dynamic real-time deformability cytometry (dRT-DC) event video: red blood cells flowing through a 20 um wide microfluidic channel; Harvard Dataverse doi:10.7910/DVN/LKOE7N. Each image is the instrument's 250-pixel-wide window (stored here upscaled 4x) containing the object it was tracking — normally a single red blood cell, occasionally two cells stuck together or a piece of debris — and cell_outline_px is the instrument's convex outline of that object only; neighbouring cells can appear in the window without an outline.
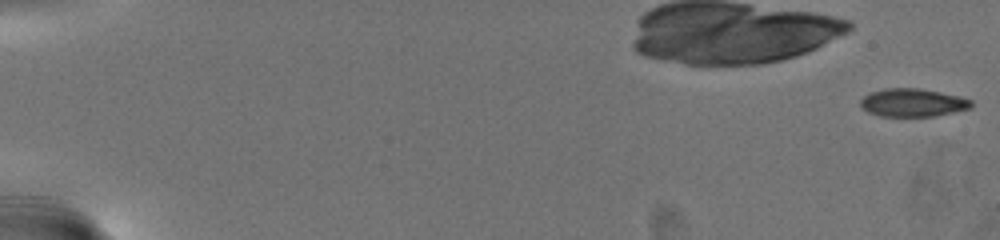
{"species": "common noctule bat (a hibernating species)", "species_latin": "Nyctalus noctula", "temperature_condition": "warm", "stored_images_in_passage": 71, "camera_frame_rate_fps": 3000, "um_per_image_px": 0.085, "animal": {"sex": "female", "body_mass_g": 19.5, "forearm_length_mm": 54.1}, "frame": {"image": 1, "passage_image": 1, "time_ms": 0.0, "image_size_px": [1000, 240], "cell_outline_px": [[972, 108], [936, 116], [880, 116], [868, 112], [860, 104], [860, 100], [864, 96], [872, 92], [888, 88], [916, 88], [940, 92], [972, 100]], "centroid_in_image_um": [77.59, 8.73], "position_along_channel_um": 7.4, "area_um2": 17.92}}
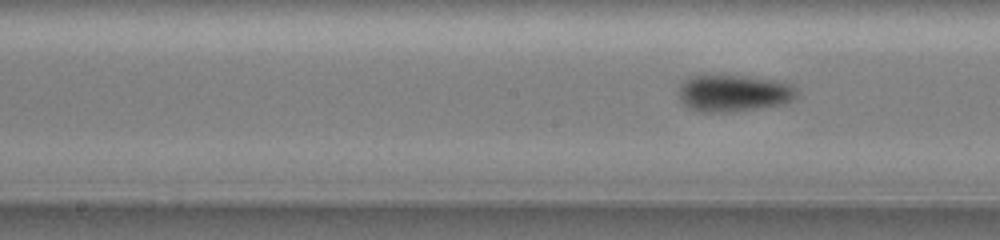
{"frame": {"image": 2, "passage_image": 39, "time_ms": 12.667, "image_size_px": [1000, 240], "cell_outline_px": [[796, 96], [784, 104], [732, 112], [696, 112], [688, 108], [680, 100], [680, 88], [684, 80], [692, 76], [744, 76], [772, 80], [788, 84], [796, 92]], "centroid_in_image_um": [62.3, 7.94], "position_along_channel_um": 185.9, "area_um2": 24.91}}
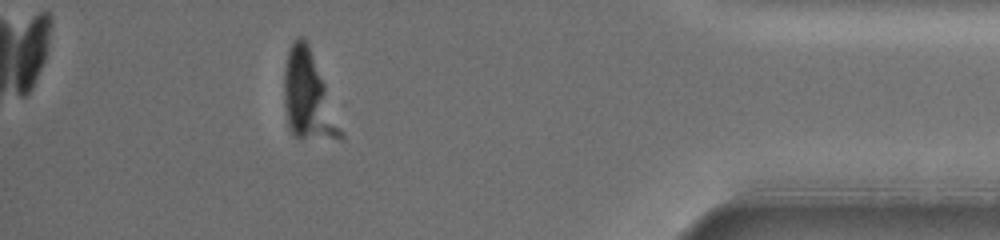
{"frame": {"image": 3, "passage_image": 65, "time_ms": 21.333, "image_size_px": [1000, 240], "cell_outline_px": [[324, 92], [304, 136], [300, 140], [296, 140], [292, 136], [288, 128], [284, 104], [284, 72], [288, 52], [296, 36], [300, 36], [308, 44], [324, 84]], "centroid_in_image_um": [25.61, 7.47], "position_along_channel_um": 409.6, "area_um2": 20.58}, "authors_computed_cell_mechanics": {"area_um2": 21.0392, "velocity_mm_per_s": 3.0478, "shape_relaxation_time_tau1_ms": 4.2617, "shape_relaxation_time_tau2_ms": 0.9707, "deformation_change_tau1": 0.1514, "deformation_change_tau2": 0.0461}}